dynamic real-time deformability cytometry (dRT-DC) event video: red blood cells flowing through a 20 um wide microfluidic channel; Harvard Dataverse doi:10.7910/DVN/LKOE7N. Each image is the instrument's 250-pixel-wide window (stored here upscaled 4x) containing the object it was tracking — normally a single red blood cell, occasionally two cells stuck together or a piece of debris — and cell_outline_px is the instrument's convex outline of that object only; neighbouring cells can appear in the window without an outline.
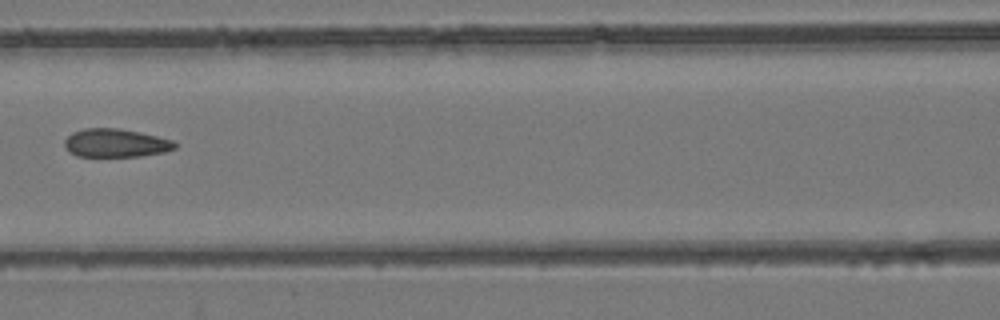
{"species": "common noctule bat (a hibernating species)", "species_latin": "Nyctalus noctula", "temperature_condition": "room temperature", "stored_images_in_passage": 7, "camera_frame_rate_fps": 3000, "um_per_image_px": 0.085, "animal": {"sex": "female", "body_mass_g": 24.6, "forearm_length_mm": 56.2}, "frame": {"image": 1, "passage_image": 7, "time_ms": 2.0, "image_size_px": [1000, 320], "cell_outline_px": [[176, 148], [164, 152], [140, 156], [76, 156], [68, 152], [64, 148], [64, 140], [72, 132], [84, 128], [120, 128], [140, 132], [172, 140], [176, 144]], "centroid_in_image_um": [9.79, 12.15], "position_along_channel_um": 156.8, "area_um2": 18.32}}